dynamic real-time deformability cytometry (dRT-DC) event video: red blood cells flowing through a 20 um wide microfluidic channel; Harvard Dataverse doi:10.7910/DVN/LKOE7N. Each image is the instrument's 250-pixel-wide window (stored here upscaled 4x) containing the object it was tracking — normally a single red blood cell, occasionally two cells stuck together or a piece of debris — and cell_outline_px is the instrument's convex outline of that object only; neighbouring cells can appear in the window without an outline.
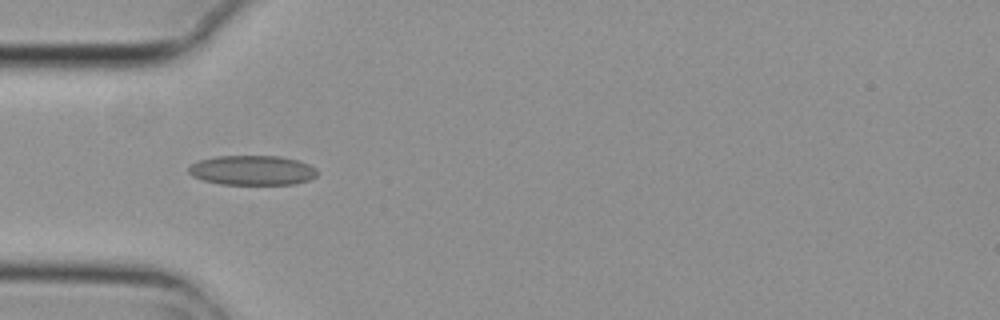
{"species": "common noctule bat (a hibernating species)", "species_latin": "Nyctalus noctula", "temperature_condition": "cold", "stored_images_in_passage": 3, "camera_frame_rate_fps": 3000, "um_per_image_px": 0.085, "animal": {"sex": "female", "body_mass_g": 29.2, "forearm_length_mm": 56.3}, "frame": {"image": 1, "passage_image": 1, "time_ms": 0.0, "image_size_px": [1000, 320], "cell_outline_px": [[316, 176], [308, 180], [292, 184], [220, 184], [204, 180], [192, 176], [188, 172], [188, 168], [192, 164], [200, 160], [216, 156], [280, 156], [296, 160], [308, 164], [316, 168]], "centroid_in_image_um": [21.43, 14.47], "position_along_channel_um": 63.6, "area_um2": 22.08}}
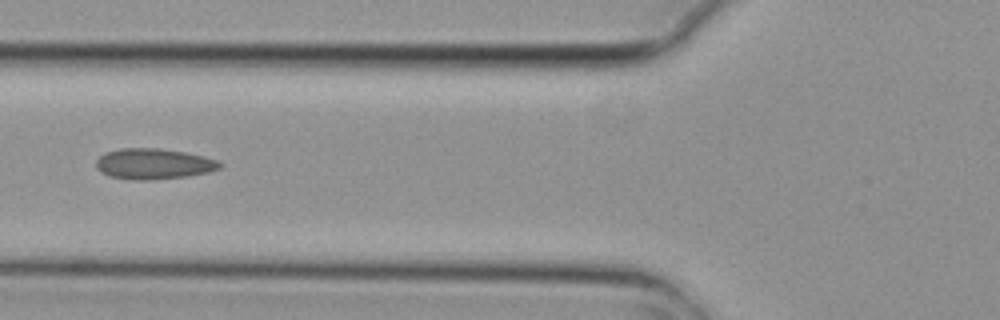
{"frame": {"image": 2, "passage_image": 2, "time_ms": 0.333, "image_size_px": [1000, 320], "cell_outline_px": [[224, 164], [220, 168], [208, 172], [188, 176], [148, 180], [132, 180], [108, 176], [100, 172], [96, 168], [96, 160], [104, 152], [120, 148], [160, 148], [184, 152], [216, 160]], "centroid_in_image_um": [13.01, 13.93], "position_along_channel_um": 112.8, "area_um2": 22.2}}
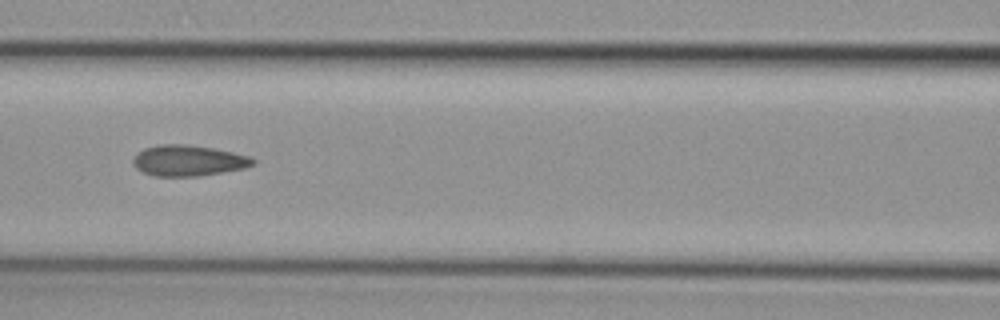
{"frame": {"image": 3, "passage_image": 3, "time_ms": 0.667, "image_size_px": [1000, 320], "cell_outline_px": [[256, 164], [244, 168], [200, 176], [156, 176], [144, 172], [136, 168], [132, 164], [132, 160], [136, 152], [144, 148], [160, 144], [184, 144], [212, 148], [232, 152], [248, 156], [256, 160]], "centroid_in_image_um": [15.98, 13.65], "position_along_channel_um": 150.6, "area_um2": 21.56}}